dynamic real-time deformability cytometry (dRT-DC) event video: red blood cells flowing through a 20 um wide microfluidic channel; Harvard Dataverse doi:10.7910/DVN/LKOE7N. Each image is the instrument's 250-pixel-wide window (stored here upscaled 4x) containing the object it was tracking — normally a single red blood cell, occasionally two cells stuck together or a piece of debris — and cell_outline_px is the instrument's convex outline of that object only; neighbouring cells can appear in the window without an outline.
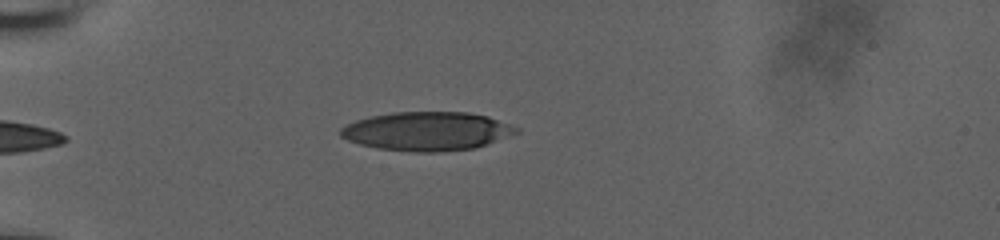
{"species": "human", "species_latin": "Homo sapiens", "temperature_condition": "room temperature", "stored_images_in_passage": 40, "camera_frame_rate_fps": 3000, "um_per_image_px": 0.085, "donor": {"sex": "male"}, "frame": {"image": 1, "passage_image": 1, "time_ms": 0.0, "image_size_px": [1000, 240], "cell_outline_px": [[520, 132], [476, 148], [440, 152], [412, 152], [380, 148], [360, 144], [348, 140], [340, 136], [340, 128], [344, 124], [356, 120], [372, 116], [392, 112], [468, 112], [488, 116], [520, 128]], "centroid_in_image_um": [36.3, 11.15], "position_along_channel_um": 48.7, "area_um2": 39.82}}
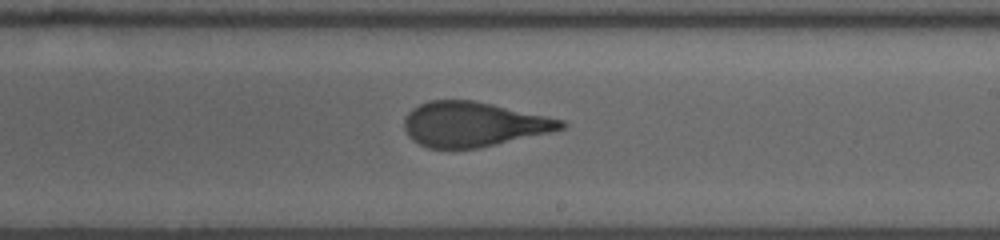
{"frame": {"image": 2, "passage_image": 19, "time_ms": 6.0, "image_size_px": [1000, 240], "cell_outline_px": [[568, 124], [564, 128], [548, 132], [480, 148], [428, 148], [412, 140], [408, 136], [404, 128], [404, 120], [408, 112], [412, 108], [428, 100], [472, 100], [492, 104], [564, 120]], "centroid_in_image_um": [40.2, 10.56], "position_along_channel_um": 248.8, "area_um2": 40.63}}
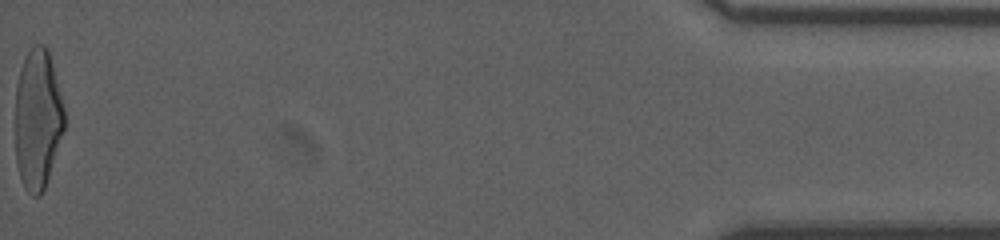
{"frame": {"image": 3, "passage_image": 40, "time_ms": 13.0, "image_size_px": [1000, 240], "cell_outline_px": [[64, 132], [44, 188], [40, 196], [32, 196], [24, 188], [16, 164], [16, 84], [20, 68], [24, 56], [32, 44], [44, 44], [48, 48], [64, 108]], "centroid_in_image_um": [3.19, 10.1], "position_along_channel_um": 432.0, "area_um2": 40.23}, "authors_computed_cell_mechanics": {"area_um2": 41.5293, "velocity_mm_per_s": 3.8649, "shape_relaxation_time_tau1_ms": 5.9896, "shape_relaxation_time_tau2_ms": 0.8651, "deformation_change_tau1": 0.2406, "deformation_change_tau2": 0.0955}}